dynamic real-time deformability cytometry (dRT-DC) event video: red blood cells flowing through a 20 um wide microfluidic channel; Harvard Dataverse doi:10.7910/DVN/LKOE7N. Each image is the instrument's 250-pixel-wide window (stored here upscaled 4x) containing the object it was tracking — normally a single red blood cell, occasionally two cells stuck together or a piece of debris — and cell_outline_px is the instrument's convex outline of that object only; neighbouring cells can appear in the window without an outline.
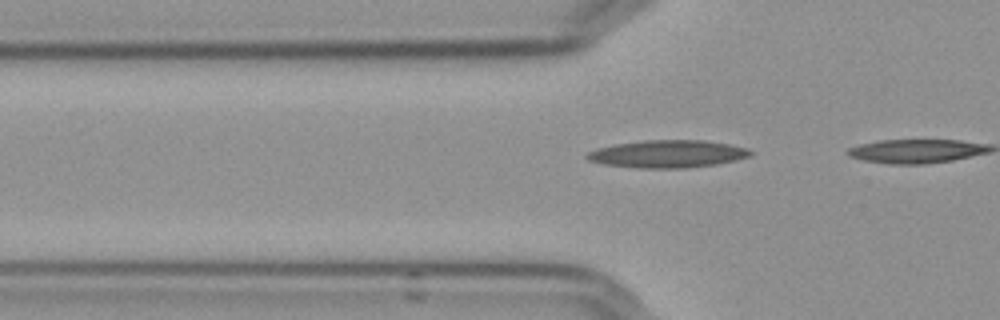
{"species": "Egyptian fruit bat (a non-hibernating species)", "species_latin": "Rousettus aegyptiacus", "temperature_condition": "cold", "stored_images_in_passage": 8, "camera_frame_rate_fps": 3000, "um_per_image_px": 0.085, "frame": {"image": 1, "passage_image": 2, "time_ms": 0.333, "image_size_px": [1000, 320], "cell_outline_px": [[752, 156], [736, 160], [716, 164], [688, 168], [640, 168], [604, 164], [588, 160], [584, 156], [588, 152], [596, 148], [616, 144], [644, 140], [704, 140], [728, 144], [748, 148], [752, 152]], "centroid_in_image_um": [56.75, 13.08], "position_along_channel_um": 69.0, "area_um2": 26.3}}
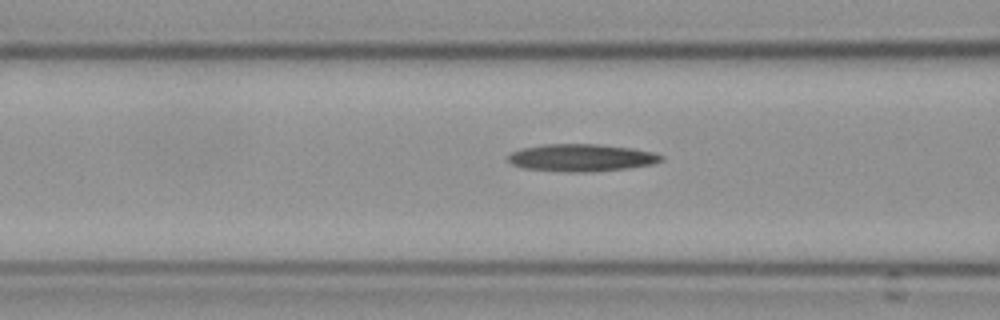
{"frame": {"image": 2, "passage_image": 6, "time_ms": 1.667, "image_size_px": [1000, 320], "cell_outline_px": [[664, 160], [652, 164], [624, 168], [592, 172], [572, 172], [524, 168], [512, 164], [508, 160], [508, 156], [512, 152], [524, 148], [544, 144], [600, 144], [632, 148], [652, 152], [664, 156]], "centroid_in_image_um": [49.44, 13.4], "position_along_channel_um": 117.2, "area_um2": 24.22}}